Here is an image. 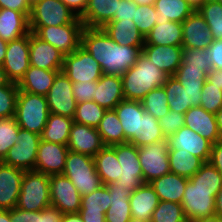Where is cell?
Returning a JSON list of instances; mask_svg holds the SVG:
<instances>
[{"instance_id": "obj_5", "label": "cell", "mask_w": 222, "mask_h": 222, "mask_svg": "<svg viewBox=\"0 0 222 222\" xmlns=\"http://www.w3.org/2000/svg\"><path fill=\"white\" fill-rule=\"evenodd\" d=\"M50 176L34 170L25 171L17 208L26 211H41L51 205Z\"/></svg>"}, {"instance_id": "obj_66", "label": "cell", "mask_w": 222, "mask_h": 222, "mask_svg": "<svg viewBox=\"0 0 222 222\" xmlns=\"http://www.w3.org/2000/svg\"><path fill=\"white\" fill-rule=\"evenodd\" d=\"M217 128L222 138V108L215 114Z\"/></svg>"}, {"instance_id": "obj_57", "label": "cell", "mask_w": 222, "mask_h": 222, "mask_svg": "<svg viewBox=\"0 0 222 222\" xmlns=\"http://www.w3.org/2000/svg\"><path fill=\"white\" fill-rule=\"evenodd\" d=\"M207 52L212 69L222 70V39L213 40Z\"/></svg>"}, {"instance_id": "obj_4", "label": "cell", "mask_w": 222, "mask_h": 222, "mask_svg": "<svg viewBox=\"0 0 222 222\" xmlns=\"http://www.w3.org/2000/svg\"><path fill=\"white\" fill-rule=\"evenodd\" d=\"M62 174L71 180L81 196L90 194L103 185L90 155L69 150Z\"/></svg>"}, {"instance_id": "obj_25", "label": "cell", "mask_w": 222, "mask_h": 222, "mask_svg": "<svg viewBox=\"0 0 222 222\" xmlns=\"http://www.w3.org/2000/svg\"><path fill=\"white\" fill-rule=\"evenodd\" d=\"M184 123L187 128L200 134L212 144L222 140L217 128L215 114L207 112L201 106L191 107L184 114Z\"/></svg>"}, {"instance_id": "obj_38", "label": "cell", "mask_w": 222, "mask_h": 222, "mask_svg": "<svg viewBox=\"0 0 222 222\" xmlns=\"http://www.w3.org/2000/svg\"><path fill=\"white\" fill-rule=\"evenodd\" d=\"M153 5L159 21L182 23L195 11L185 0H156Z\"/></svg>"}, {"instance_id": "obj_27", "label": "cell", "mask_w": 222, "mask_h": 222, "mask_svg": "<svg viewBox=\"0 0 222 222\" xmlns=\"http://www.w3.org/2000/svg\"><path fill=\"white\" fill-rule=\"evenodd\" d=\"M124 100L121 76L105 75L97 81L94 100L105 110L114 109Z\"/></svg>"}, {"instance_id": "obj_34", "label": "cell", "mask_w": 222, "mask_h": 222, "mask_svg": "<svg viewBox=\"0 0 222 222\" xmlns=\"http://www.w3.org/2000/svg\"><path fill=\"white\" fill-rule=\"evenodd\" d=\"M188 178L169 172L152 182L160 201H171L181 204Z\"/></svg>"}, {"instance_id": "obj_62", "label": "cell", "mask_w": 222, "mask_h": 222, "mask_svg": "<svg viewBox=\"0 0 222 222\" xmlns=\"http://www.w3.org/2000/svg\"><path fill=\"white\" fill-rule=\"evenodd\" d=\"M207 80L222 90V70L212 69V71L207 74Z\"/></svg>"}, {"instance_id": "obj_63", "label": "cell", "mask_w": 222, "mask_h": 222, "mask_svg": "<svg viewBox=\"0 0 222 222\" xmlns=\"http://www.w3.org/2000/svg\"><path fill=\"white\" fill-rule=\"evenodd\" d=\"M61 222H84L79 213H64Z\"/></svg>"}, {"instance_id": "obj_41", "label": "cell", "mask_w": 222, "mask_h": 222, "mask_svg": "<svg viewBox=\"0 0 222 222\" xmlns=\"http://www.w3.org/2000/svg\"><path fill=\"white\" fill-rule=\"evenodd\" d=\"M203 16L213 40L222 39V4L215 0H207L198 9Z\"/></svg>"}, {"instance_id": "obj_69", "label": "cell", "mask_w": 222, "mask_h": 222, "mask_svg": "<svg viewBox=\"0 0 222 222\" xmlns=\"http://www.w3.org/2000/svg\"><path fill=\"white\" fill-rule=\"evenodd\" d=\"M194 10H198L207 0H185Z\"/></svg>"}, {"instance_id": "obj_37", "label": "cell", "mask_w": 222, "mask_h": 222, "mask_svg": "<svg viewBox=\"0 0 222 222\" xmlns=\"http://www.w3.org/2000/svg\"><path fill=\"white\" fill-rule=\"evenodd\" d=\"M170 171L179 176L190 179L205 163L201 158L193 156L190 152L168 150Z\"/></svg>"}, {"instance_id": "obj_11", "label": "cell", "mask_w": 222, "mask_h": 222, "mask_svg": "<svg viewBox=\"0 0 222 222\" xmlns=\"http://www.w3.org/2000/svg\"><path fill=\"white\" fill-rule=\"evenodd\" d=\"M17 139L1 162L23 171L34 170L41 135L19 128Z\"/></svg>"}, {"instance_id": "obj_29", "label": "cell", "mask_w": 222, "mask_h": 222, "mask_svg": "<svg viewBox=\"0 0 222 222\" xmlns=\"http://www.w3.org/2000/svg\"><path fill=\"white\" fill-rule=\"evenodd\" d=\"M110 193V206L105 213L106 222H128L132 215L130 209V196L132 191L124 190L115 182L106 184Z\"/></svg>"}, {"instance_id": "obj_28", "label": "cell", "mask_w": 222, "mask_h": 222, "mask_svg": "<svg viewBox=\"0 0 222 222\" xmlns=\"http://www.w3.org/2000/svg\"><path fill=\"white\" fill-rule=\"evenodd\" d=\"M129 201L132 217L150 222L160 200L150 183H144L131 193Z\"/></svg>"}, {"instance_id": "obj_24", "label": "cell", "mask_w": 222, "mask_h": 222, "mask_svg": "<svg viewBox=\"0 0 222 222\" xmlns=\"http://www.w3.org/2000/svg\"><path fill=\"white\" fill-rule=\"evenodd\" d=\"M24 172L0 162V209L11 210L16 207Z\"/></svg>"}, {"instance_id": "obj_46", "label": "cell", "mask_w": 222, "mask_h": 222, "mask_svg": "<svg viewBox=\"0 0 222 222\" xmlns=\"http://www.w3.org/2000/svg\"><path fill=\"white\" fill-rule=\"evenodd\" d=\"M19 128L15 116L0 119V162L17 142Z\"/></svg>"}, {"instance_id": "obj_45", "label": "cell", "mask_w": 222, "mask_h": 222, "mask_svg": "<svg viewBox=\"0 0 222 222\" xmlns=\"http://www.w3.org/2000/svg\"><path fill=\"white\" fill-rule=\"evenodd\" d=\"M150 222H188L182 204L171 201H159L152 213Z\"/></svg>"}, {"instance_id": "obj_32", "label": "cell", "mask_w": 222, "mask_h": 222, "mask_svg": "<svg viewBox=\"0 0 222 222\" xmlns=\"http://www.w3.org/2000/svg\"><path fill=\"white\" fill-rule=\"evenodd\" d=\"M102 29L119 45L133 47L145 45V37L137 29L133 20L110 21Z\"/></svg>"}, {"instance_id": "obj_23", "label": "cell", "mask_w": 222, "mask_h": 222, "mask_svg": "<svg viewBox=\"0 0 222 222\" xmlns=\"http://www.w3.org/2000/svg\"><path fill=\"white\" fill-rule=\"evenodd\" d=\"M114 110L124 130L125 139L128 143H131L142 133L143 114L145 111L141 101L124 99Z\"/></svg>"}, {"instance_id": "obj_53", "label": "cell", "mask_w": 222, "mask_h": 222, "mask_svg": "<svg viewBox=\"0 0 222 222\" xmlns=\"http://www.w3.org/2000/svg\"><path fill=\"white\" fill-rule=\"evenodd\" d=\"M158 122L166 139L173 135L181 127L185 126L184 114L171 110L165 116L160 118Z\"/></svg>"}, {"instance_id": "obj_14", "label": "cell", "mask_w": 222, "mask_h": 222, "mask_svg": "<svg viewBox=\"0 0 222 222\" xmlns=\"http://www.w3.org/2000/svg\"><path fill=\"white\" fill-rule=\"evenodd\" d=\"M30 33L7 43L2 68L10 82L18 84L30 66Z\"/></svg>"}, {"instance_id": "obj_44", "label": "cell", "mask_w": 222, "mask_h": 222, "mask_svg": "<svg viewBox=\"0 0 222 222\" xmlns=\"http://www.w3.org/2000/svg\"><path fill=\"white\" fill-rule=\"evenodd\" d=\"M105 111L95 101L83 102L77 104L73 120L75 123L97 128Z\"/></svg>"}, {"instance_id": "obj_43", "label": "cell", "mask_w": 222, "mask_h": 222, "mask_svg": "<svg viewBox=\"0 0 222 222\" xmlns=\"http://www.w3.org/2000/svg\"><path fill=\"white\" fill-rule=\"evenodd\" d=\"M145 112L153 115L157 120L165 116L169 111L167 95L163 87L151 90L141 101Z\"/></svg>"}, {"instance_id": "obj_73", "label": "cell", "mask_w": 222, "mask_h": 222, "mask_svg": "<svg viewBox=\"0 0 222 222\" xmlns=\"http://www.w3.org/2000/svg\"><path fill=\"white\" fill-rule=\"evenodd\" d=\"M215 1L222 4V0H215Z\"/></svg>"}, {"instance_id": "obj_49", "label": "cell", "mask_w": 222, "mask_h": 222, "mask_svg": "<svg viewBox=\"0 0 222 222\" xmlns=\"http://www.w3.org/2000/svg\"><path fill=\"white\" fill-rule=\"evenodd\" d=\"M179 67L201 68L206 75L212 71L207 49H182V63Z\"/></svg>"}, {"instance_id": "obj_26", "label": "cell", "mask_w": 222, "mask_h": 222, "mask_svg": "<svg viewBox=\"0 0 222 222\" xmlns=\"http://www.w3.org/2000/svg\"><path fill=\"white\" fill-rule=\"evenodd\" d=\"M119 0H88L84 13L79 17L84 27L103 28L118 12Z\"/></svg>"}, {"instance_id": "obj_60", "label": "cell", "mask_w": 222, "mask_h": 222, "mask_svg": "<svg viewBox=\"0 0 222 222\" xmlns=\"http://www.w3.org/2000/svg\"><path fill=\"white\" fill-rule=\"evenodd\" d=\"M77 17H80L88 4V0H61Z\"/></svg>"}, {"instance_id": "obj_64", "label": "cell", "mask_w": 222, "mask_h": 222, "mask_svg": "<svg viewBox=\"0 0 222 222\" xmlns=\"http://www.w3.org/2000/svg\"><path fill=\"white\" fill-rule=\"evenodd\" d=\"M215 216L222 218V188L215 197Z\"/></svg>"}, {"instance_id": "obj_61", "label": "cell", "mask_w": 222, "mask_h": 222, "mask_svg": "<svg viewBox=\"0 0 222 222\" xmlns=\"http://www.w3.org/2000/svg\"><path fill=\"white\" fill-rule=\"evenodd\" d=\"M106 212L79 211L84 222H106Z\"/></svg>"}, {"instance_id": "obj_48", "label": "cell", "mask_w": 222, "mask_h": 222, "mask_svg": "<svg viewBox=\"0 0 222 222\" xmlns=\"http://www.w3.org/2000/svg\"><path fill=\"white\" fill-rule=\"evenodd\" d=\"M190 180L200 188H222V175L210 162H205L202 167L190 178Z\"/></svg>"}, {"instance_id": "obj_30", "label": "cell", "mask_w": 222, "mask_h": 222, "mask_svg": "<svg viewBox=\"0 0 222 222\" xmlns=\"http://www.w3.org/2000/svg\"><path fill=\"white\" fill-rule=\"evenodd\" d=\"M30 33L29 18L22 12L0 8V38L17 40Z\"/></svg>"}, {"instance_id": "obj_55", "label": "cell", "mask_w": 222, "mask_h": 222, "mask_svg": "<svg viewBox=\"0 0 222 222\" xmlns=\"http://www.w3.org/2000/svg\"><path fill=\"white\" fill-rule=\"evenodd\" d=\"M73 94L77 104L93 101L97 81L72 83Z\"/></svg>"}, {"instance_id": "obj_36", "label": "cell", "mask_w": 222, "mask_h": 222, "mask_svg": "<svg viewBox=\"0 0 222 222\" xmlns=\"http://www.w3.org/2000/svg\"><path fill=\"white\" fill-rule=\"evenodd\" d=\"M73 123L74 120L70 117L49 113L41 140L67 146Z\"/></svg>"}, {"instance_id": "obj_17", "label": "cell", "mask_w": 222, "mask_h": 222, "mask_svg": "<svg viewBox=\"0 0 222 222\" xmlns=\"http://www.w3.org/2000/svg\"><path fill=\"white\" fill-rule=\"evenodd\" d=\"M68 151L66 145L40 140L34 171L49 176L62 174Z\"/></svg>"}, {"instance_id": "obj_20", "label": "cell", "mask_w": 222, "mask_h": 222, "mask_svg": "<svg viewBox=\"0 0 222 222\" xmlns=\"http://www.w3.org/2000/svg\"><path fill=\"white\" fill-rule=\"evenodd\" d=\"M68 149L94 157L105 147L97 128L73 123L69 133Z\"/></svg>"}, {"instance_id": "obj_65", "label": "cell", "mask_w": 222, "mask_h": 222, "mask_svg": "<svg viewBox=\"0 0 222 222\" xmlns=\"http://www.w3.org/2000/svg\"><path fill=\"white\" fill-rule=\"evenodd\" d=\"M7 41H4L0 38V66L4 63V58L7 50Z\"/></svg>"}, {"instance_id": "obj_22", "label": "cell", "mask_w": 222, "mask_h": 222, "mask_svg": "<svg viewBox=\"0 0 222 222\" xmlns=\"http://www.w3.org/2000/svg\"><path fill=\"white\" fill-rule=\"evenodd\" d=\"M182 46L144 45L142 54L168 76H173L182 63Z\"/></svg>"}, {"instance_id": "obj_56", "label": "cell", "mask_w": 222, "mask_h": 222, "mask_svg": "<svg viewBox=\"0 0 222 222\" xmlns=\"http://www.w3.org/2000/svg\"><path fill=\"white\" fill-rule=\"evenodd\" d=\"M137 5L138 4L132 0H119L118 12H115L111 21L133 20Z\"/></svg>"}, {"instance_id": "obj_39", "label": "cell", "mask_w": 222, "mask_h": 222, "mask_svg": "<svg viewBox=\"0 0 222 222\" xmlns=\"http://www.w3.org/2000/svg\"><path fill=\"white\" fill-rule=\"evenodd\" d=\"M97 130L105 146L127 143L124 130L114 109L105 111Z\"/></svg>"}, {"instance_id": "obj_31", "label": "cell", "mask_w": 222, "mask_h": 222, "mask_svg": "<svg viewBox=\"0 0 222 222\" xmlns=\"http://www.w3.org/2000/svg\"><path fill=\"white\" fill-rule=\"evenodd\" d=\"M62 70H45L33 66L25 72L17 84L20 91L46 96L54 83L55 77Z\"/></svg>"}, {"instance_id": "obj_13", "label": "cell", "mask_w": 222, "mask_h": 222, "mask_svg": "<svg viewBox=\"0 0 222 222\" xmlns=\"http://www.w3.org/2000/svg\"><path fill=\"white\" fill-rule=\"evenodd\" d=\"M203 85L204 83H180L174 76H169L162 86L169 109L185 114L191 107L199 106Z\"/></svg>"}, {"instance_id": "obj_2", "label": "cell", "mask_w": 222, "mask_h": 222, "mask_svg": "<svg viewBox=\"0 0 222 222\" xmlns=\"http://www.w3.org/2000/svg\"><path fill=\"white\" fill-rule=\"evenodd\" d=\"M168 77L141 53L135 65L121 76L124 99L142 101L151 90L162 87Z\"/></svg>"}, {"instance_id": "obj_8", "label": "cell", "mask_w": 222, "mask_h": 222, "mask_svg": "<svg viewBox=\"0 0 222 222\" xmlns=\"http://www.w3.org/2000/svg\"><path fill=\"white\" fill-rule=\"evenodd\" d=\"M77 18L61 0H32L29 26H60Z\"/></svg>"}, {"instance_id": "obj_50", "label": "cell", "mask_w": 222, "mask_h": 222, "mask_svg": "<svg viewBox=\"0 0 222 222\" xmlns=\"http://www.w3.org/2000/svg\"><path fill=\"white\" fill-rule=\"evenodd\" d=\"M18 92L16 83L0 86V119L15 116Z\"/></svg>"}, {"instance_id": "obj_9", "label": "cell", "mask_w": 222, "mask_h": 222, "mask_svg": "<svg viewBox=\"0 0 222 222\" xmlns=\"http://www.w3.org/2000/svg\"><path fill=\"white\" fill-rule=\"evenodd\" d=\"M62 72L72 83L98 81L103 75L100 64L81 45L64 55Z\"/></svg>"}, {"instance_id": "obj_6", "label": "cell", "mask_w": 222, "mask_h": 222, "mask_svg": "<svg viewBox=\"0 0 222 222\" xmlns=\"http://www.w3.org/2000/svg\"><path fill=\"white\" fill-rule=\"evenodd\" d=\"M30 32L50 43L62 54L74 52L81 45L84 25L78 17L73 23L60 26H29Z\"/></svg>"}, {"instance_id": "obj_12", "label": "cell", "mask_w": 222, "mask_h": 222, "mask_svg": "<svg viewBox=\"0 0 222 222\" xmlns=\"http://www.w3.org/2000/svg\"><path fill=\"white\" fill-rule=\"evenodd\" d=\"M168 140L138 147L139 161L143 172V180L150 183L166 175L170 171L168 158Z\"/></svg>"}, {"instance_id": "obj_59", "label": "cell", "mask_w": 222, "mask_h": 222, "mask_svg": "<svg viewBox=\"0 0 222 222\" xmlns=\"http://www.w3.org/2000/svg\"><path fill=\"white\" fill-rule=\"evenodd\" d=\"M209 162L222 175V140L212 144Z\"/></svg>"}, {"instance_id": "obj_54", "label": "cell", "mask_w": 222, "mask_h": 222, "mask_svg": "<svg viewBox=\"0 0 222 222\" xmlns=\"http://www.w3.org/2000/svg\"><path fill=\"white\" fill-rule=\"evenodd\" d=\"M180 83H204L207 75L201 71V68L178 67L173 75Z\"/></svg>"}, {"instance_id": "obj_72", "label": "cell", "mask_w": 222, "mask_h": 222, "mask_svg": "<svg viewBox=\"0 0 222 222\" xmlns=\"http://www.w3.org/2000/svg\"><path fill=\"white\" fill-rule=\"evenodd\" d=\"M128 222H149V221L131 217V219Z\"/></svg>"}, {"instance_id": "obj_1", "label": "cell", "mask_w": 222, "mask_h": 222, "mask_svg": "<svg viewBox=\"0 0 222 222\" xmlns=\"http://www.w3.org/2000/svg\"><path fill=\"white\" fill-rule=\"evenodd\" d=\"M81 46L100 64L103 74L122 76L133 67L143 47L122 46L102 28L84 27Z\"/></svg>"}, {"instance_id": "obj_7", "label": "cell", "mask_w": 222, "mask_h": 222, "mask_svg": "<svg viewBox=\"0 0 222 222\" xmlns=\"http://www.w3.org/2000/svg\"><path fill=\"white\" fill-rule=\"evenodd\" d=\"M219 191L197 187L188 179L181 203L187 221L215 216V197Z\"/></svg>"}, {"instance_id": "obj_16", "label": "cell", "mask_w": 222, "mask_h": 222, "mask_svg": "<svg viewBox=\"0 0 222 222\" xmlns=\"http://www.w3.org/2000/svg\"><path fill=\"white\" fill-rule=\"evenodd\" d=\"M50 200L51 205L64 213H79L81 208V195L63 174L50 175Z\"/></svg>"}, {"instance_id": "obj_67", "label": "cell", "mask_w": 222, "mask_h": 222, "mask_svg": "<svg viewBox=\"0 0 222 222\" xmlns=\"http://www.w3.org/2000/svg\"><path fill=\"white\" fill-rule=\"evenodd\" d=\"M0 222H12L10 217V210L0 209Z\"/></svg>"}, {"instance_id": "obj_10", "label": "cell", "mask_w": 222, "mask_h": 222, "mask_svg": "<svg viewBox=\"0 0 222 222\" xmlns=\"http://www.w3.org/2000/svg\"><path fill=\"white\" fill-rule=\"evenodd\" d=\"M116 151L120 163V178L115 183L124 190L134 191L144 184L143 172L139 161L138 147L132 143L111 146Z\"/></svg>"}, {"instance_id": "obj_15", "label": "cell", "mask_w": 222, "mask_h": 222, "mask_svg": "<svg viewBox=\"0 0 222 222\" xmlns=\"http://www.w3.org/2000/svg\"><path fill=\"white\" fill-rule=\"evenodd\" d=\"M49 113L74 118L76 100L73 94L72 82L61 71L54 80L46 95Z\"/></svg>"}, {"instance_id": "obj_40", "label": "cell", "mask_w": 222, "mask_h": 222, "mask_svg": "<svg viewBox=\"0 0 222 222\" xmlns=\"http://www.w3.org/2000/svg\"><path fill=\"white\" fill-rule=\"evenodd\" d=\"M12 222H61L63 213L50 205L41 211H26L20 208L10 210Z\"/></svg>"}, {"instance_id": "obj_33", "label": "cell", "mask_w": 222, "mask_h": 222, "mask_svg": "<svg viewBox=\"0 0 222 222\" xmlns=\"http://www.w3.org/2000/svg\"><path fill=\"white\" fill-rule=\"evenodd\" d=\"M182 23L156 20V25L145 37V45L182 46Z\"/></svg>"}, {"instance_id": "obj_21", "label": "cell", "mask_w": 222, "mask_h": 222, "mask_svg": "<svg viewBox=\"0 0 222 222\" xmlns=\"http://www.w3.org/2000/svg\"><path fill=\"white\" fill-rule=\"evenodd\" d=\"M182 30L183 48L208 49L213 41L209 26L198 10H195L182 22Z\"/></svg>"}, {"instance_id": "obj_18", "label": "cell", "mask_w": 222, "mask_h": 222, "mask_svg": "<svg viewBox=\"0 0 222 222\" xmlns=\"http://www.w3.org/2000/svg\"><path fill=\"white\" fill-rule=\"evenodd\" d=\"M168 140V150L181 149L190 152L193 156L209 162L212 143L186 126L181 127Z\"/></svg>"}, {"instance_id": "obj_71", "label": "cell", "mask_w": 222, "mask_h": 222, "mask_svg": "<svg viewBox=\"0 0 222 222\" xmlns=\"http://www.w3.org/2000/svg\"><path fill=\"white\" fill-rule=\"evenodd\" d=\"M135 1L138 5H150L154 4L156 0H132Z\"/></svg>"}, {"instance_id": "obj_51", "label": "cell", "mask_w": 222, "mask_h": 222, "mask_svg": "<svg viewBox=\"0 0 222 222\" xmlns=\"http://www.w3.org/2000/svg\"><path fill=\"white\" fill-rule=\"evenodd\" d=\"M157 12L153 4L137 5L133 21L141 34L146 37L156 25Z\"/></svg>"}, {"instance_id": "obj_42", "label": "cell", "mask_w": 222, "mask_h": 222, "mask_svg": "<svg viewBox=\"0 0 222 222\" xmlns=\"http://www.w3.org/2000/svg\"><path fill=\"white\" fill-rule=\"evenodd\" d=\"M166 140L158 120L150 113L144 112L142 133L131 143L137 147L151 145L155 142Z\"/></svg>"}, {"instance_id": "obj_47", "label": "cell", "mask_w": 222, "mask_h": 222, "mask_svg": "<svg viewBox=\"0 0 222 222\" xmlns=\"http://www.w3.org/2000/svg\"><path fill=\"white\" fill-rule=\"evenodd\" d=\"M110 203L109 190L103 184L92 193L81 196V208L79 211L106 212Z\"/></svg>"}, {"instance_id": "obj_58", "label": "cell", "mask_w": 222, "mask_h": 222, "mask_svg": "<svg viewBox=\"0 0 222 222\" xmlns=\"http://www.w3.org/2000/svg\"><path fill=\"white\" fill-rule=\"evenodd\" d=\"M32 0H0V8L12 9L24 13L28 18Z\"/></svg>"}, {"instance_id": "obj_70", "label": "cell", "mask_w": 222, "mask_h": 222, "mask_svg": "<svg viewBox=\"0 0 222 222\" xmlns=\"http://www.w3.org/2000/svg\"><path fill=\"white\" fill-rule=\"evenodd\" d=\"M10 81L7 78V75L4 71V69L2 68V66H0V86H5L9 83Z\"/></svg>"}, {"instance_id": "obj_52", "label": "cell", "mask_w": 222, "mask_h": 222, "mask_svg": "<svg viewBox=\"0 0 222 222\" xmlns=\"http://www.w3.org/2000/svg\"><path fill=\"white\" fill-rule=\"evenodd\" d=\"M207 112L216 114L222 108V90L207 79L201 91L200 105Z\"/></svg>"}, {"instance_id": "obj_19", "label": "cell", "mask_w": 222, "mask_h": 222, "mask_svg": "<svg viewBox=\"0 0 222 222\" xmlns=\"http://www.w3.org/2000/svg\"><path fill=\"white\" fill-rule=\"evenodd\" d=\"M30 66L45 70H62L64 54L30 32Z\"/></svg>"}, {"instance_id": "obj_35", "label": "cell", "mask_w": 222, "mask_h": 222, "mask_svg": "<svg viewBox=\"0 0 222 222\" xmlns=\"http://www.w3.org/2000/svg\"><path fill=\"white\" fill-rule=\"evenodd\" d=\"M95 168L102 184L116 182L120 178V163L116 151L111 146H105L94 157Z\"/></svg>"}, {"instance_id": "obj_3", "label": "cell", "mask_w": 222, "mask_h": 222, "mask_svg": "<svg viewBox=\"0 0 222 222\" xmlns=\"http://www.w3.org/2000/svg\"><path fill=\"white\" fill-rule=\"evenodd\" d=\"M48 116L46 96L19 90L15 117L20 128L41 135Z\"/></svg>"}, {"instance_id": "obj_68", "label": "cell", "mask_w": 222, "mask_h": 222, "mask_svg": "<svg viewBox=\"0 0 222 222\" xmlns=\"http://www.w3.org/2000/svg\"><path fill=\"white\" fill-rule=\"evenodd\" d=\"M189 222H222V218L218 216H213L210 218H199Z\"/></svg>"}]
</instances>
